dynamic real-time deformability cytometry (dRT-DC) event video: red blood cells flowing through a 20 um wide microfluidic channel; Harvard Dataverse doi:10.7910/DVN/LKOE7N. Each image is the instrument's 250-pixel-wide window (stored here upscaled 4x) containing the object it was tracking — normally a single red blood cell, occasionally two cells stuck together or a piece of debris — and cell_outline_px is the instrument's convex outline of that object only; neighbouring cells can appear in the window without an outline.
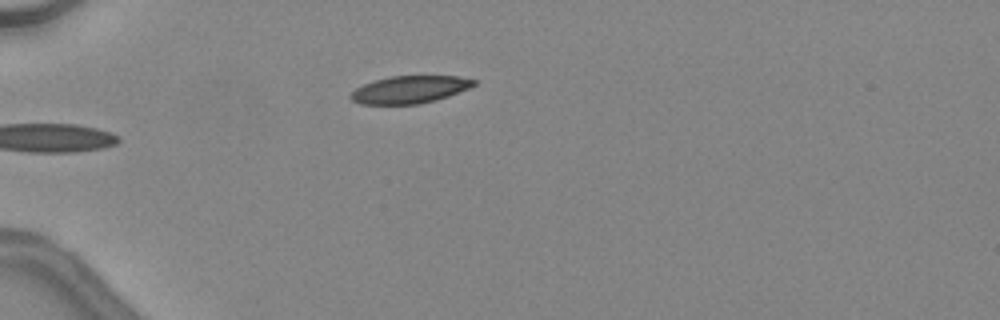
{"species": "common noctule bat (a hibernating species)", "species_latin": "Nyctalus noctula", "temperature_condition": "warm", "stored_images_in_passage": 28, "camera_frame_rate_fps": 3000, "um_per_image_px": 0.085, "animal": {"sex": "female", "body_mass_g": 24.6, "forearm_length_mm": 56.2}, "frame": {"image": 1, "passage_image": 1, "time_ms": 0.0, "image_size_px": [1000, 320], "cell_outline_px": [[476, 84], [468, 88], [448, 96], [436, 100], [420, 104], [360, 104], [352, 100], [348, 96], [356, 88], [364, 84], [376, 80], [392, 76], [460, 76], [476, 80]], "centroid_in_image_um": [34.82, 7.61], "position_along_channel_um": 50.2, "area_um2": 19.59}}
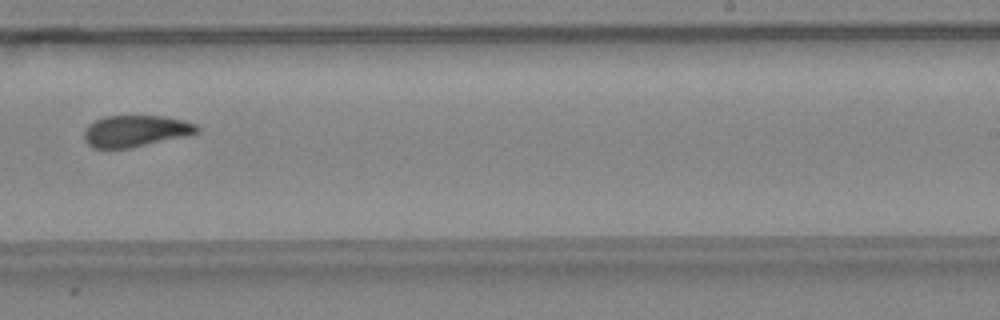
{"frame": {"image": 2, "passage_image": 18, "time_ms": 5.667, "image_size_px": [1000, 320], "cell_outline_px": [[200, 132], [184, 136], [132, 148], [92, 148], [84, 140], [84, 128], [88, 124], [104, 116], [164, 116], [184, 120], [196, 124], [200, 128]], "centroid_in_image_um": [11.51, 11.13], "position_along_channel_um": 277.5, "area_um2": 20.87}, "authors_computed_cell_mechanics": {"area_um2": 21.2993, "velocity_mm_per_s": 4.5442, "shape_relaxation_time_tau1_ms": 9.8842, "shape_relaxation_time_tau2_ms": 1.8452, "deformation_change_tau1": 0.2276, "deformation_change_tau2": 0.0692}}